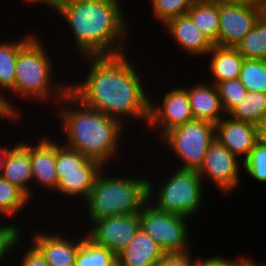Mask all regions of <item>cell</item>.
Here are the masks:
<instances>
[{
  "label": "cell",
  "instance_id": "f1b7e54d",
  "mask_svg": "<svg viewBox=\"0 0 266 266\" xmlns=\"http://www.w3.org/2000/svg\"><path fill=\"white\" fill-rule=\"evenodd\" d=\"M152 19L162 27L170 19L185 15L197 0H148ZM162 24V25H161Z\"/></svg>",
  "mask_w": 266,
  "mask_h": 266
},
{
  "label": "cell",
  "instance_id": "8992f818",
  "mask_svg": "<svg viewBox=\"0 0 266 266\" xmlns=\"http://www.w3.org/2000/svg\"><path fill=\"white\" fill-rule=\"evenodd\" d=\"M172 170L170 175L164 176V181L156 179V183L148 178V202L160 211L193 220V216L196 217V213L202 212L200 209L204 207L205 185L197 170L177 167Z\"/></svg>",
  "mask_w": 266,
  "mask_h": 266
},
{
  "label": "cell",
  "instance_id": "60d3db41",
  "mask_svg": "<svg viewBox=\"0 0 266 266\" xmlns=\"http://www.w3.org/2000/svg\"><path fill=\"white\" fill-rule=\"evenodd\" d=\"M207 1L215 2L218 4L234 3V4L258 5V0H207Z\"/></svg>",
  "mask_w": 266,
  "mask_h": 266
},
{
  "label": "cell",
  "instance_id": "7c38bea8",
  "mask_svg": "<svg viewBox=\"0 0 266 266\" xmlns=\"http://www.w3.org/2000/svg\"><path fill=\"white\" fill-rule=\"evenodd\" d=\"M84 229L85 226L83 224L80 235L78 232L79 230H77L75 232L78 234L75 233L74 235L72 231V235L70 234V236L68 235L69 231L68 233L65 232V230L62 232L61 229L59 234L57 231L59 229H56L57 233L55 230L53 231L50 229H47V231H35V229H33L32 237L30 236L28 240L30 239L29 241L41 251L49 266H75L78 248L81 245L83 238L87 235Z\"/></svg>",
  "mask_w": 266,
  "mask_h": 266
},
{
  "label": "cell",
  "instance_id": "5b68a950",
  "mask_svg": "<svg viewBox=\"0 0 266 266\" xmlns=\"http://www.w3.org/2000/svg\"><path fill=\"white\" fill-rule=\"evenodd\" d=\"M104 166L96 176L88 198L82 203V211L86 219V229L98 219L115 215L133 214L142 210L148 202V178L145 175L116 172L106 170ZM110 173V174H109ZM123 175V176H121ZM86 210V211H84ZM86 213H84V212Z\"/></svg>",
  "mask_w": 266,
  "mask_h": 266
},
{
  "label": "cell",
  "instance_id": "30bf717a",
  "mask_svg": "<svg viewBox=\"0 0 266 266\" xmlns=\"http://www.w3.org/2000/svg\"><path fill=\"white\" fill-rule=\"evenodd\" d=\"M169 88L171 87H168V91L162 89L165 90L161 91V93L163 92L162 95L159 92L160 98L158 97V100L156 98L154 100L155 96L150 95L147 126L148 129L151 128L150 132L154 131V136H157L154 141H157L156 138L160 139L170 129L194 120L187 90L184 86L178 84L174 85L171 90ZM158 101H160L159 104Z\"/></svg>",
  "mask_w": 266,
  "mask_h": 266
},
{
  "label": "cell",
  "instance_id": "8d00e7d4",
  "mask_svg": "<svg viewBox=\"0 0 266 266\" xmlns=\"http://www.w3.org/2000/svg\"><path fill=\"white\" fill-rule=\"evenodd\" d=\"M229 266H266V262L259 263V261L252 259V255L244 254L241 256L240 254V256H235V258H230L229 256Z\"/></svg>",
  "mask_w": 266,
  "mask_h": 266
},
{
  "label": "cell",
  "instance_id": "f6af8a7d",
  "mask_svg": "<svg viewBox=\"0 0 266 266\" xmlns=\"http://www.w3.org/2000/svg\"><path fill=\"white\" fill-rule=\"evenodd\" d=\"M264 3H266V0H258V5L261 7Z\"/></svg>",
  "mask_w": 266,
  "mask_h": 266
},
{
  "label": "cell",
  "instance_id": "ab89813d",
  "mask_svg": "<svg viewBox=\"0 0 266 266\" xmlns=\"http://www.w3.org/2000/svg\"><path fill=\"white\" fill-rule=\"evenodd\" d=\"M0 119L3 121H9L11 123H16V119L13 115H11V113L6 109L3 99L0 97ZM3 119H7V120H3Z\"/></svg>",
  "mask_w": 266,
  "mask_h": 266
},
{
  "label": "cell",
  "instance_id": "603a6c76",
  "mask_svg": "<svg viewBox=\"0 0 266 266\" xmlns=\"http://www.w3.org/2000/svg\"><path fill=\"white\" fill-rule=\"evenodd\" d=\"M186 14L208 40L218 46L219 4L207 0H197Z\"/></svg>",
  "mask_w": 266,
  "mask_h": 266
},
{
  "label": "cell",
  "instance_id": "484cf974",
  "mask_svg": "<svg viewBox=\"0 0 266 266\" xmlns=\"http://www.w3.org/2000/svg\"><path fill=\"white\" fill-rule=\"evenodd\" d=\"M75 266H117V255L86 235L78 248Z\"/></svg>",
  "mask_w": 266,
  "mask_h": 266
},
{
  "label": "cell",
  "instance_id": "f35d334b",
  "mask_svg": "<svg viewBox=\"0 0 266 266\" xmlns=\"http://www.w3.org/2000/svg\"><path fill=\"white\" fill-rule=\"evenodd\" d=\"M11 142H13V143H11L10 145L9 144L6 145V143H5V144H1V146H0V177H2V174H3V168H4V163H5V159L7 156V152L17 141L16 140L13 141L11 139Z\"/></svg>",
  "mask_w": 266,
  "mask_h": 266
},
{
  "label": "cell",
  "instance_id": "ffe728a7",
  "mask_svg": "<svg viewBox=\"0 0 266 266\" xmlns=\"http://www.w3.org/2000/svg\"><path fill=\"white\" fill-rule=\"evenodd\" d=\"M165 252L142 228L132 241L117 254V266H156Z\"/></svg>",
  "mask_w": 266,
  "mask_h": 266
},
{
  "label": "cell",
  "instance_id": "3957f363",
  "mask_svg": "<svg viewBox=\"0 0 266 266\" xmlns=\"http://www.w3.org/2000/svg\"><path fill=\"white\" fill-rule=\"evenodd\" d=\"M54 107L56 122L65 137L58 135L62 144L106 167L119 158V153L124 155L120 144H123L121 138L125 140L123 134L126 136L127 128L120 121L85 106L69 91Z\"/></svg>",
  "mask_w": 266,
  "mask_h": 266
},
{
  "label": "cell",
  "instance_id": "7a4b0ae2",
  "mask_svg": "<svg viewBox=\"0 0 266 266\" xmlns=\"http://www.w3.org/2000/svg\"><path fill=\"white\" fill-rule=\"evenodd\" d=\"M123 2H58L52 12L62 19L59 25H66L70 36L67 39H72L69 43H74L77 57L118 55L130 51L127 47L132 40L133 27L124 13Z\"/></svg>",
  "mask_w": 266,
  "mask_h": 266
},
{
  "label": "cell",
  "instance_id": "4fadbf2b",
  "mask_svg": "<svg viewBox=\"0 0 266 266\" xmlns=\"http://www.w3.org/2000/svg\"><path fill=\"white\" fill-rule=\"evenodd\" d=\"M261 17V7L251 4H219L218 46L235 47Z\"/></svg>",
  "mask_w": 266,
  "mask_h": 266
},
{
  "label": "cell",
  "instance_id": "6da1fadb",
  "mask_svg": "<svg viewBox=\"0 0 266 266\" xmlns=\"http://www.w3.org/2000/svg\"><path fill=\"white\" fill-rule=\"evenodd\" d=\"M129 53L79 58L83 60L81 63L87 72L86 75L81 74L84 78L80 77V81L69 82V92L85 106L113 117L130 128L127 125L132 120L147 125L149 95L153 89L149 91L150 84L146 80L149 77L144 78V72L142 74L140 69L142 66L133 63L130 60L133 55L130 57Z\"/></svg>",
  "mask_w": 266,
  "mask_h": 266
},
{
  "label": "cell",
  "instance_id": "277c9868",
  "mask_svg": "<svg viewBox=\"0 0 266 266\" xmlns=\"http://www.w3.org/2000/svg\"><path fill=\"white\" fill-rule=\"evenodd\" d=\"M41 39L36 33L19 50L15 64L14 89L9 93L11 97L3 99L6 109L15 117L17 122L21 121L23 119L21 117L24 115L22 114L23 109L18 107L19 104H13L15 97L21 96L19 102L27 100L30 103L33 101L48 103V105L51 102L52 106L50 107L54 108L53 106H56L69 91V81L60 79L56 72L53 74V69L56 68L54 66L56 64L54 63L55 58L54 60L51 58L50 48Z\"/></svg>",
  "mask_w": 266,
  "mask_h": 266
},
{
  "label": "cell",
  "instance_id": "836d02e7",
  "mask_svg": "<svg viewBox=\"0 0 266 266\" xmlns=\"http://www.w3.org/2000/svg\"><path fill=\"white\" fill-rule=\"evenodd\" d=\"M29 244H25L23 245V243L21 244V247L26 246V249L22 248L20 251V248L15 251V254H13L14 256H22L19 258L20 261H17V265L20 264V266H49L47 261L44 258V255L41 253V251L30 241L28 242ZM23 245V246H22ZM24 249V250H23ZM24 251V252H22ZM19 253L18 255H16L17 253ZM22 252V253H21Z\"/></svg>",
  "mask_w": 266,
  "mask_h": 266
},
{
  "label": "cell",
  "instance_id": "2e32d148",
  "mask_svg": "<svg viewBox=\"0 0 266 266\" xmlns=\"http://www.w3.org/2000/svg\"><path fill=\"white\" fill-rule=\"evenodd\" d=\"M215 138L244 161L258 141V127L226 115L215 124Z\"/></svg>",
  "mask_w": 266,
  "mask_h": 266
},
{
  "label": "cell",
  "instance_id": "9c48e42d",
  "mask_svg": "<svg viewBox=\"0 0 266 266\" xmlns=\"http://www.w3.org/2000/svg\"><path fill=\"white\" fill-rule=\"evenodd\" d=\"M243 161L232 154L216 138L210 143L203 164L198 170L205 185L209 182L221 192L222 196H232L243 184L240 172ZM209 180V181H207ZM238 188V189H237Z\"/></svg>",
  "mask_w": 266,
  "mask_h": 266
},
{
  "label": "cell",
  "instance_id": "d6a6232c",
  "mask_svg": "<svg viewBox=\"0 0 266 266\" xmlns=\"http://www.w3.org/2000/svg\"><path fill=\"white\" fill-rule=\"evenodd\" d=\"M222 108L226 115L246 96L247 89L239 78L219 82L216 85Z\"/></svg>",
  "mask_w": 266,
  "mask_h": 266
},
{
  "label": "cell",
  "instance_id": "d4e9b609",
  "mask_svg": "<svg viewBox=\"0 0 266 266\" xmlns=\"http://www.w3.org/2000/svg\"><path fill=\"white\" fill-rule=\"evenodd\" d=\"M31 204L32 199L20 188L0 177V220H16L20 213L24 215L27 206Z\"/></svg>",
  "mask_w": 266,
  "mask_h": 266
},
{
  "label": "cell",
  "instance_id": "44dd1931",
  "mask_svg": "<svg viewBox=\"0 0 266 266\" xmlns=\"http://www.w3.org/2000/svg\"><path fill=\"white\" fill-rule=\"evenodd\" d=\"M205 58L209 64L207 67L211 74V80H208L210 83L217 85L219 82L239 78L244 57L235 47L213 45Z\"/></svg>",
  "mask_w": 266,
  "mask_h": 266
},
{
  "label": "cell",
  "instance_id": "d6986e66",
  "mask_svg": "<svg viewBox=\"0 0 266 266\" xmlns=\"http://www.w3.org/2000/svg\"><path fill=\"white\" fill-rule=\"evenodd\" d=\"M98 161L89 159L82 167L81 172L71 173H56L58 177L57 190L53 193L60 197H65L66 200L69 198H75L84 202L93 187L96 176L103 168Z\"/></svg>",
  "mask_w": 266,
  "mask_h": 266
},
{
  "label": "cell",
  "instance_id": "74e56055",
  "mask_svg": "<svg viewBox=\"0 0 266 266\" xmlns=\"http://www.w3.org/2000/svg\"><path fill=\"white\" fill-rule=\"evenodd\" d=\"M20 1H22V3H24V4H26L25 6L26 7H29V8H31V6L33 5H35V6H37L38 4V6L40 7V4H44L46 7H47V9H49L50 8V10L52 11L55 7H56V5H57V3H58V1L59 0H20ZM27 5H29V6H27Z\"/></svg>",
  "mask_w": 266,
  "mask_h": 266
},
{
  "label": "cell",
  "instance_id": "e0dca14e",
  "mask_svg": "<svg viewBox=\"0 0 266 266\" xmlns=\"http://www.w3.org/2000/svg\"><path fill=\"white\" fill-rule=\"evenodd\" d=\"M199 81V82H198ZM184 85L190 102L191 112L195 120H203L212 124L218 123L226 116L224 112L218 89L215 84L205 79L196 80V83H190L189 87Z\"/></svg>",
  "mask_w": 266,
  "mask_h": 266
},
{
  "label": "cell",
  "instance_id": "b9f144b4",
  "mask_svg": "<svg viewBox=\"0 0 266 266\" xmlns=\"http://www.w3.org/2000/svg\"><path fill=\"white\" fill-rule=\"evenodd\" d=\"M258 141L266 146V120L258 126Z\"/></svg>",
  "mask_w": 266,
  "mask_h": 266
},
{
  "label": "cell",
  "instance_id": "8fae6325",
  "mask_svg": "<svg viewBox=\"0 0 266 266\" xmlns=\"http://www.w3.org/2000/svg\"><path fill=\"white\" fill-rule=\"evenodd\" d=\"M140 228L138 212L95 220L85 231L96 244L107 247L117 255L132 241Z\"/></svg>",
  "mask_w": 266,
  "mask_h": 266
},
{
  "label": "cell",
  "instance_id": "7bdbcfd3",
  "mask_svg": "<svg viewBox=\"0 0 266 266\" xmlns=\"http://www.w3.org/2000/svg\"><path fill=\"white\" fill-rule=\"evenodd\" d=\"M261 16L266 20V3L261 6Z\"/></svg>",
  "mask_w": 266,
  "mask_h": 266
},
{
  "label": "cell",
  "instance_id": "9a60e30c",
  "mask_svg": "<svg viewBox=\"0 0 266 266\" xmlns=\"http://www.w3.org/2000/svg\"><path fill=\"white\" fill-rule=\"evenodd\" d=\"M162 27L165 30L163 33L166 32L165 35L169 36L170 41H174L178 50L190 55L189 58L194 56L193 59H205L213 46L187 14L170 19Z\"/></svg>",
  "mask_w": 266,
  "mask_h": 266
},
{
  "label": "cell",
  "instance_id": "52a82bcc",
  "mask_svg": "<svg viewBox=\"0 0 266 266\" xmlns=\"http://www.w3.org/2000/svg\"><path fill=\"white\" fill-rule=\"evenodd\" d=\"M214 139L215 125L194 119L170 129L158 142L167 146L164 149L168 148L167 150L172 152V156L177 159L176 164L181 163L174 167L198 171Z\"/></svg>",
  "mask_w": 266,
  "mask_h": 266
},
{
  "label": "cell",
  "instance_id": "ac0fdd59",
  "mask_svg": "<svg viewBox=\"0 0 266 266\" xmlns=\"http://www.w3.org/2000/svg\"><path fill=\"white\" fill-rule=\"evenodd\" d=\"M2 177L32 198L30 138L21 140L20 137V140L8 150Z\"/></svg>",
  "mask_w": 266,
  "mask_h": 266
},
{
  "label": "cell",
  "instance_id": "4316f807",
  "mask_svg": "<svg viewBox=\"0 0 266 266\" xmlns=\"http://www.w3.org/2000/svg\"><path fill=\"white\" fill-rule=\"evenodd\" d=\"M235 48L244 59L266 60V20L262 16Z\"/></svg>",
  "mask_w": 266,
  "mask_h": 266
},
{
  "label": "cell",
  "instance_id": "f546056e",
  "mask_svg": "<svg viewBox=\"0 0 266 266\" xmlns=\"http://www.w3.org/2000/svg\"><path fill=\"white\" fill-rule=\"evenodd\" d=\"M4 222V223H2ZM16 223V224H15ZM17 221L13 222L9 220H0V265H7L8 261L11 260V254L20 247V244L24 239H22V226H18ZM23 233V234H22ZM19 244V245H18ZM18 245V246H17ZM17 246V247H16ZM16 248V249H15ZM9 258H8V257ZM7 258L9 259L8 261ZM5 259V260H4ZM3 263V264H2Z\"/></svg>",
  "mask_w": 266,
  "mask_h": 266
},
{
  "label": "cell",
  "instance_id": "e575fe53",
  "mask_svg": "<svg viewBox=\"0 0 266 266\" xmlns=\"http://www.w3.org/2000/svg\"><path fill=\"white\" fill-rule=\"evenodd\" d=\"M193 251L165 254L156 266H193Z\"/></svg>",
  "mask_w": 266,
  "mask_h": 266
},
{
  "label": "cell",
  "instance_id": "d590c367",
  "mask_svg": "<svg viewBox=\"0 0 266 266\" xmlns=\"http://www.w3.org/2000/svg\"><path fill=\"white\" fill-rule=\"evenodd\" d=\"M213 255L210 257H199L194 259L193 266H229V257H222V255Z\"/></svg>",
  "mask_w": 266,
  "mask_h": 266
},
{
  "label": "cell",
  "instance_id": "1f68e13d",
  "mask_svg": "<svg viewBox=\"0 0 266 266\" xmlns=\"http://www.w3.org/2000/svg\"><path fill=\"white\" fill-rule=\"evenodd\" d=\"M242 168L252 181L266 183V146L257 141L249 156L243 161Z\"/></svg>",
  "mask_w": 266,
  "mask_h": 266
},
{
  "label": "cell",
  "instance_id": "4dcf8cb0",
  "mask_svg": "<svg viewBox=\"0 0 266 266\" xmlns=\"http://www.w3.org/2000/svg\"><path fill=\"white\" fill-rule=\"evenodd\" d=\"M56 173L81 172V167L89 160L77 150L68 148L56 136Z\"/></svg>",
  "mask_w": 266,
  "mask_h": 266
},
{
  "label": "cell",
  "instance_id": "ee69618b",
  "mask_svg": "<svg viewBox=\"0 0 266 266\" xmlns=\"http://www.w3.org/2000/svg\"><path fill=\"white\" fill-rule=\"evenodd\" d=\"M89 1H96V0H59L58 2H89Z\"/></svg>",
  "mask_w": 266,
  "mask_h": 266
},
{
  "label": "cell",
  "instance_id": "83f0119b",
  "mask_svg": "<svg viewBox=\"0 0 266 266\" xmlns=\"http://www.w3.org/2000/svg\"><path fill=\"white\" fill-rule=\"evenodd\" d=\"M239 80L247 91L266 93V60L244 59Z\"/></svg>",
  "mask_w": 266,
  "mask_h": 266
},
{
  "label": "cell",
  "instance_id": "ba28073f",
  "mask_svg": "<svg viewBox=\"0 0 266 266\" xmlns=\"http://www.w3.org/2000/svg\"><path fill=\"white\" fill-rule=\"evenodd\" d=\"M143 231L154 240L165 254L186 253L192 248L188 217L165 213L147 202L139 212ZM190 235V236H189Z\"/></svg>",
  "mask_w": 266,
  "mask_h": 266
},
{
  "label": "cell",
  "instance_id": "cb8c5ba5",
  "mask_svg": "<svg viewBox=\"0 0 266 266\" xmlns=\"http://www.w3.org/2000/svg\"><path fill=\"white\" fill-rule=\"evenodd\" d=\"M227 116L258 127L266 120V93L248 91Z\"/></svg>",
  "mask_w": 266,
  "mask_h": 266
},
{
  "label": "cell",
  "instance_id": "7402d4cb",
  "mask_svg": "<svg viewBox=\"0 0 266 266\" xmlns=\"http://www.w3.org/2000/svg\"><path fill=\"white\" fill-rule=\"evenodd\" d=\"M28 32L18 39H11L10 42L5 39L0 41V97L2 99L10 97L9 93L14 89L15 64L19 50L36 34L35 31Z\"/></svg>",
  "mask_w": 266,
  "mask_h": 266
},
{
  "label": "cell",
  "instance_id": "5bb4252c",
  "mask_svg": "<svg viewBox=\"0 0 266 266\" xmlns=\"http://www.w3.org/2000/svg\"><path fill=\"white\" fill-rule=\"evenodd\" d=\"M47 134V135H46ZM45 133L32 141L30 139V160L32 170V201L35 191L42 190L52 193L57 190L58 177L56 174V138ZM54 138V139H53ZM33 142V143H31ZM35 184V186H34ZM40 189H35V188ZM49 192H47V191ZM34 193V194H33Z\"/></svg>",
  "mask_w": 266,
  "mask_h": 266
}]
</instances>
